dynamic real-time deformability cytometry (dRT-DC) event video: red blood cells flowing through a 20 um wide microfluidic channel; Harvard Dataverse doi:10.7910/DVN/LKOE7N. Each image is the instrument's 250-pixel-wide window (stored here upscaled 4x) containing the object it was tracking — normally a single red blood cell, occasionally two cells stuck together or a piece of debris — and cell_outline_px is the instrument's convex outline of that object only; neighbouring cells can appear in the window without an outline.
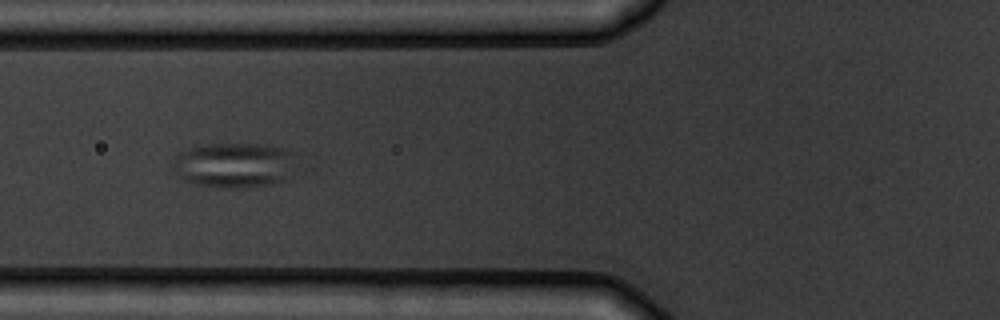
{"species": "common noctule bat (a hibernating species)", "species_latin": "Nyctalus noctula", "temperature_condition": "warm", "stored_images_in_passage": 7, "camera_frame_rate_fps": 3000, "um_per_image_px": 0.085, "animal": {"sex": "male", "body_mass_g": 19.5, "forearm_length_mm": 54.6}, "frame": {"image": 1, "passage_image": 5, "time_ms": 5.0, "image_size_px": [1000, 320], "cell_outline_px": [[296, 152], [284, 180], [272, 184], [240, 188], [224, 188], [192, 184], [180, 176], [172, 168], [172, 160], [180, 152], [188, 148], [208, 144], [268, 144], [284, 148]], "centroid_in_image_um": [19.86, 14.02], "position_along_channel_um": 105.9, "area_um2": 32.37}}